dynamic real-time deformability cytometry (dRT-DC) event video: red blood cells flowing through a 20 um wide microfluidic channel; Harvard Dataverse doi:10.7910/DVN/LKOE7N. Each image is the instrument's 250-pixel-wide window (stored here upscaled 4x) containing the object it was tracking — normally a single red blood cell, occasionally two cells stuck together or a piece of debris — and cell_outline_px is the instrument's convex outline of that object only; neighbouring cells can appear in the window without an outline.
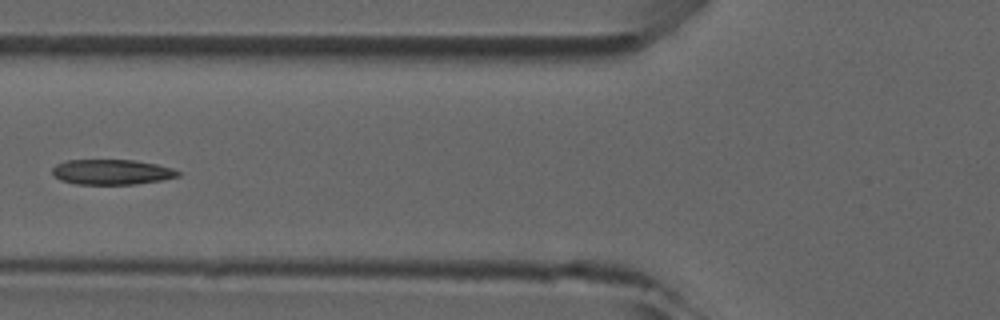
{"species": "common noctule bat (a hibernating species)", "species_latin": "Nyctalus noctula", "temperature_condition": "room temperature", "stored_images_in_passage": 6, "camera_frame_rate_fps": 3000, "um_per_image_px": 0.085, "animal": {"sex": "male", "forearm_length_mm": 52.5}, "frame": {"image": 1, "passage_image": 5, "time_ms": 5.0, "image_size_px": [1000, 320], "cell_outline_px": [[180, 176], [160, 180], [136, 184], [76, 184], [60, 180], [52, 176], [52, 168], [56, 164], [68, 160], [132, 160], [156, 164], [172, 168], [180, 172]], "centroid_in_image_um": [9.46, 14.62], "position_along_channel_um": 116.3, "area_um2": 18.44}}
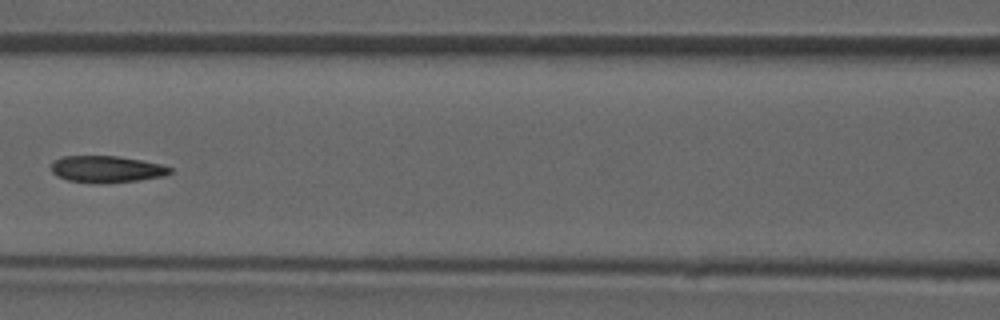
{"frame": {"image": 2, "passage_image": 6, "time_ms": 6.0, "image_size_px": [1000, 320], "cell_outline_px": [[172, 172], [164, 176], [140, 180], [68, 180], [56, 176], [52, 172], [52, 164], [56, 160], [64, 156], [116, 156], [140, 160], [160, 164], [172, 168]], "centroid_in_image_um": [9.09, 14.33], "position_along_channel_um": 157.5, "area_um2": 17.4}}